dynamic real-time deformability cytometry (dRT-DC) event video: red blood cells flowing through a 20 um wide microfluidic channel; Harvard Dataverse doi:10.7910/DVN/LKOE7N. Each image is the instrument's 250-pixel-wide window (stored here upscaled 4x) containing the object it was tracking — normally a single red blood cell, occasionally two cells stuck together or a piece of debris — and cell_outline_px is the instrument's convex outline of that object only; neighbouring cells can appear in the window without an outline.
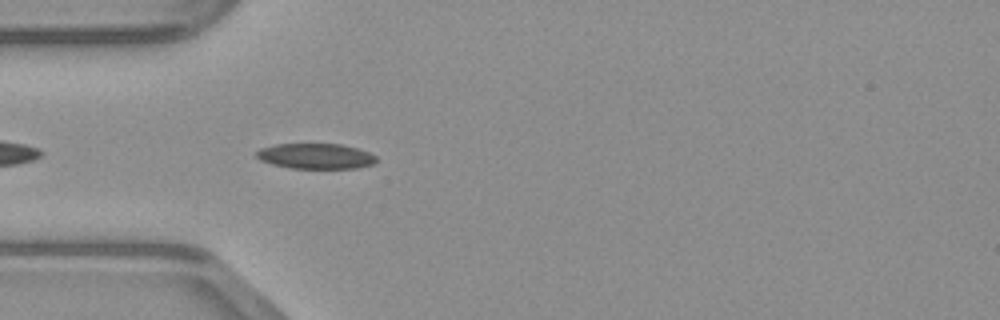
{"species": "common noctule bat (a hibernating species)", "species_latin": "Nyctalus noctula", "temperature_condition": "warm", "stored_images_in_passage": 15, "camera_frame_rate_fps": 3000, "um_per_image_px": 0.085, "animal": {"sex": "male", "body_mass_g": 23.1, "forearm_length_mm": 52.7}, "frame": {"image": 1, "passage_image": 3, "time_ms": 0.667, "image_size_px": [1000, 320], "cell_outline_px": [[376, 160], [372, 164], [356, 168], [292, 168], [272, 164], [260, 160], [256, 156], [256, 152], [260, 148], [276, 144], [340, 144], [356, 148], [368, 152], [376, 156]], "centroid_in_image_um": [26.81, 13.27], "position_along_channel_um": 58.2, "area_um2": 17.57}}
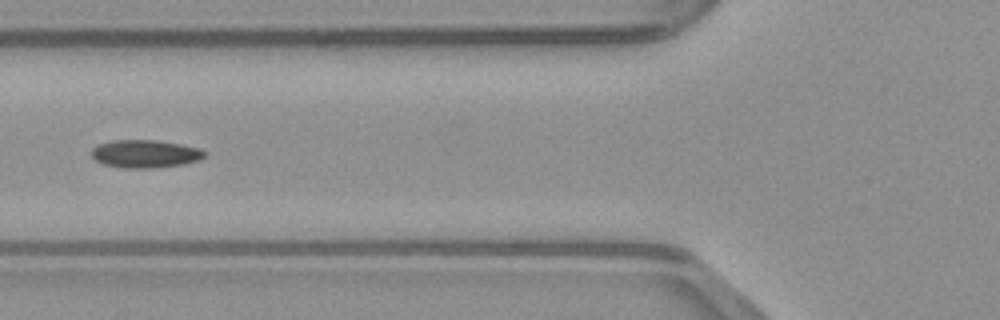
{"frame": {"image": 2, "passage_image": 7, "time_ms": 2.0, "image_size_px": [1000, 320], "cell_outline_px": [[208, 152], [200, 160], [184, 164], [152, 168], [124, 168], [104, 164], [96, 160], [92, 156], [92, 148], [100, 144], [112, 140], [156, 140], [180, 144], [200, 148]], "centroid_in_image_um": [12.38, 13.07], "position_along_channel_um": 113.4, "area_um2": 18.38}}